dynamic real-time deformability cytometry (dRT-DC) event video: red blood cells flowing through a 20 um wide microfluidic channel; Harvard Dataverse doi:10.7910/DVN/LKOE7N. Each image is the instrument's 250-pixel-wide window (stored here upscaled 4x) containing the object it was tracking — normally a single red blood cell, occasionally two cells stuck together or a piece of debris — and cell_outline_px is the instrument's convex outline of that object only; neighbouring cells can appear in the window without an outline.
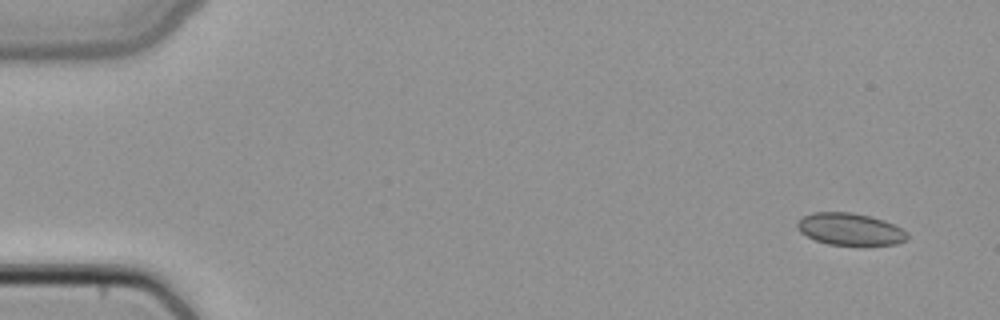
{"species": "common noctule bat (a hibernating species)", "species_latin": "Nyctalus noctula", "temperature_condition": "cold", "stored_images_in_passage": 4, "camera_frame_rate_fps": 3000, "um_per_image_px": 0.085, "animal": {"sex": "female", "body_mass_g": 22.7, "forearm_length_mm": 54.2}, "frame": {"image": 1, "passage_image": 1, "time_ms": 0.0, "image_size_px": [1000, 320], "cell_outline_px": [[908, 240], [896, 244], [860, 248], [828, 244], [816, 240], [800, 232], [796, 228], [796, 224], [804, 216], [812, 212], [852, 212], [884, 220], [908, 232]], "centroid_in_image_um": [72.29, 19.53], "position_along_channel_um": 12.7, "area_um2": 21.27}}
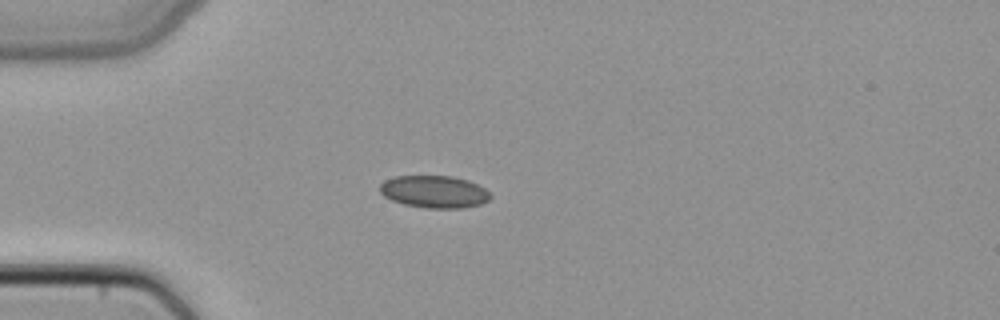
{"frame": {"image": 2, "passage_image": 4, "time_ms": 1.0, "image_size_px": [1000, 320], "cell_outline_px": [[492, 196], [488, 200], [480, 204], [464, 208], [424, 208], [404, 204], [392, 200], [384, 196], [380, 192], [380, 184], [384, 180], [396, 176], [452, 176], [468, 180], [484, 188]], "centroid_in_image_um": [36.9, 16.3], "position_along_channel_um": 48.1, "area_um2": 20.81}}